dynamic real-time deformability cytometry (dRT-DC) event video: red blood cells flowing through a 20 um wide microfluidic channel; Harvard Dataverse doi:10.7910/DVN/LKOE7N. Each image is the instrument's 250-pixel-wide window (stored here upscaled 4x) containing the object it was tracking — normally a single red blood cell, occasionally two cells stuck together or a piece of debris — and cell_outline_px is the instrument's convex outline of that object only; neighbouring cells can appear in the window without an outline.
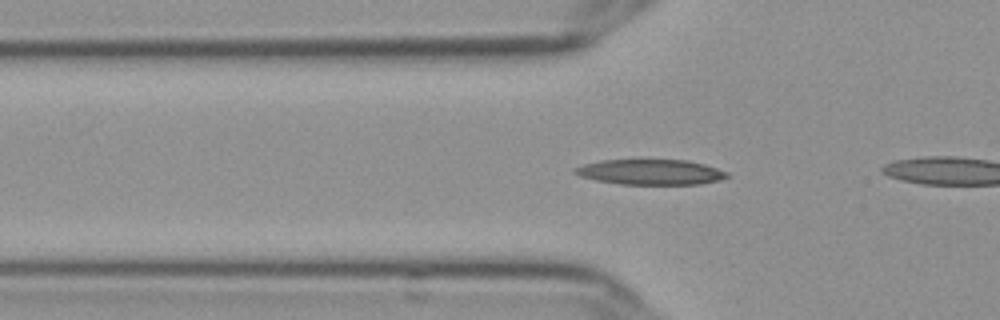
{"species": "Egyptian fruit bat (a non-hibernating species)", "species_latin": "Rousettus aegyptiacus", "temperature_condition": "cold", "stored_images_in_passage": 41, "camera_frame_rate_fps": 3000, "um_per_image_px": 0.085, "frame": {"image": 1, "passage_image": 12, "time_ms": 3.667, "image_size_px": [1000, 320], "cell_outline_px": [[728, 176], [716, 180], [700, 184], [620, 184], [596, 180], [580, 176], [572, 172], [572, 168], [584, 164], [600, 160], [688, 160], [704, 164], [728, 172]], "centroid_in_image_um": [55.24, 14.62], "position_along_channel_um": 70.6, "area_um2": 22.31}}
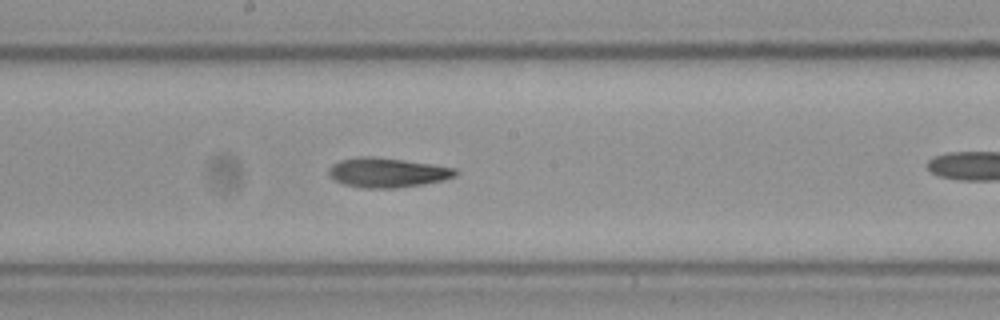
{"frame": {"image": 2, "passage_image": 24, "time_ms": 7.667, "image_size_px": [1000, 320], "cell_outline_px": [[456, 176], [444, 180], [396, 188], [364, 188], [344, 184], [336, 180], [328, 172], [328, 168], [332, 164], [340, 160], [360, 156], [372, 156], [404, 160], [432, 164], [456, 168]], "centroid_in_image_um": [32.91, 14.66], "position_along_channel_um": 215.3, "area_um2": 21.68}}
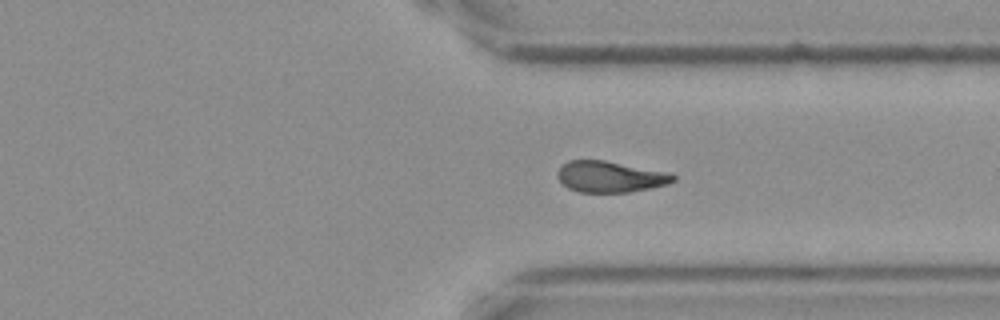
{"frame": {"image": 3, "passage_image": 36, "time_ms": 11.667, "image_size_px": [1000, 320], "cell_outline_px": [[676, 180], [668, 184], [628, 192], [580, 192], [568, 188], [556, 176], [556, 172], [568, 160], [604, 160], [672, 172], [676, 176]], "centroid_in_image_um": [51.9, 15.01], "position_along_channel_um": 359.5, "area_um2": 21.1}, "authors_computed_cell_mechanics": {"area_um2": 21.5594, "velocity_mm_per_s": 3.6144, "shape_relaxation_time_tau1_ms": null, "shape_relaxation_time_tau2_ms": 4.7791, "deformation_change_tau1": null, "deformation_change_tau2": 0.1314}}